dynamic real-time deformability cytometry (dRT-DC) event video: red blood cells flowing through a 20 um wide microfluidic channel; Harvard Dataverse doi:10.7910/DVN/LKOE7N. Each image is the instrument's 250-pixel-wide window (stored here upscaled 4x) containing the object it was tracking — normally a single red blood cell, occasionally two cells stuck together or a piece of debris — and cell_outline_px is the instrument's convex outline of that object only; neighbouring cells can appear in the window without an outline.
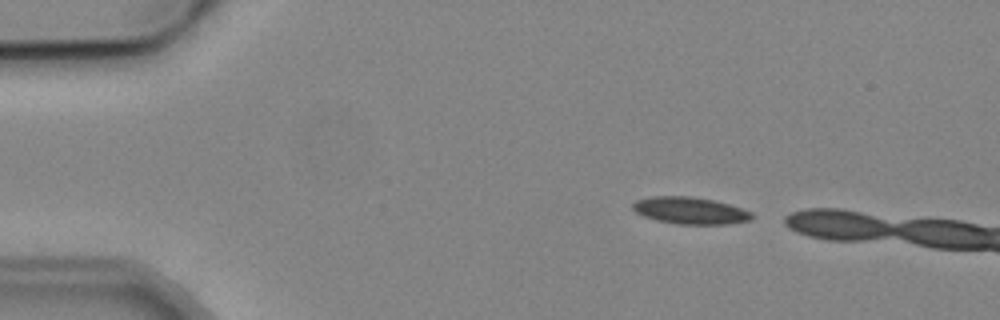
{"species": "common noctule bat (a hibernating species)", "species_latin": "Nyctalus noctula", "temperature_condition": "cold", "stored_images_in_passage": 3, "camera_frame_rate_fps": 3000, "um_per_image_px": 0.085, "animal": {"sex": "male", "body_mass_g": 19.2, "forearm_length_mm": 51.8}, "frame": {"image": 1, "passage_image": 1, "time_ms": 0.0, "image_size_px": [1000, 320], "cell_outline_px": [[752, 220], [724, 224], [680, 224], [656, 220], [644, 216], [636, 212], [632, 208], [632, 204], [636, 200], [652, 196], [692, 196], [712, 200], [728, 204], [752, 212]], "centroid_in_image_um": [58.64, 17.89], "position_along_channel_um": 26.4, "area_um2": 18.55}}